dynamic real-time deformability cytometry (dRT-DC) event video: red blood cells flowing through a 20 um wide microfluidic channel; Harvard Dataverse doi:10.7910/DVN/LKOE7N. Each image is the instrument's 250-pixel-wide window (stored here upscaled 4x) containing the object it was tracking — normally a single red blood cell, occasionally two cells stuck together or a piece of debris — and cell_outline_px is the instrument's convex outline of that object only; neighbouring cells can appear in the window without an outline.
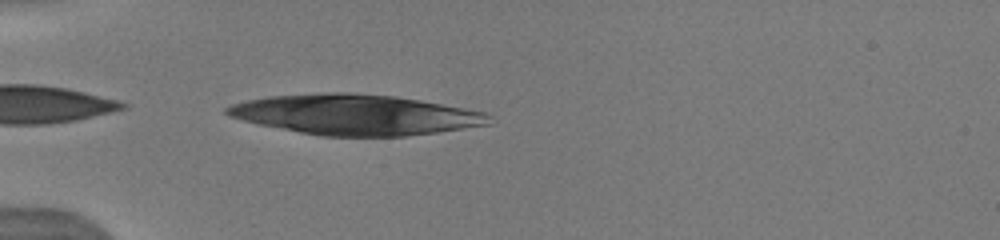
{"species": "human", "species_latin": "Homo sapiens", "temperature_condition": "warm", "stored_images_in_passage": 35, "camera_frame_rate_fps": 3000, "um_per_image_px": 0.085, "donor": {"sex": "male"}, "frame": {"image": 1, "passage_image": 1, "time_ms": 0.0, "image_size_px": [1000, 240], "cell_outline_px": [[492, 124], [436, 132], [404, 136], [324, 136], [300, 132], [260, 124], [228, 116], [224, 112], [224, 108], [232, 104], [248, 100], [268, 96], [328, 92], [352, 92], [396, 96], [420, 100], [464, 108], [484, 112], [492, 116]], "centroid_in_image_um": [30.22, 9.74], "position_along_channel_um": 54.8, "area_um2": 61.44}}